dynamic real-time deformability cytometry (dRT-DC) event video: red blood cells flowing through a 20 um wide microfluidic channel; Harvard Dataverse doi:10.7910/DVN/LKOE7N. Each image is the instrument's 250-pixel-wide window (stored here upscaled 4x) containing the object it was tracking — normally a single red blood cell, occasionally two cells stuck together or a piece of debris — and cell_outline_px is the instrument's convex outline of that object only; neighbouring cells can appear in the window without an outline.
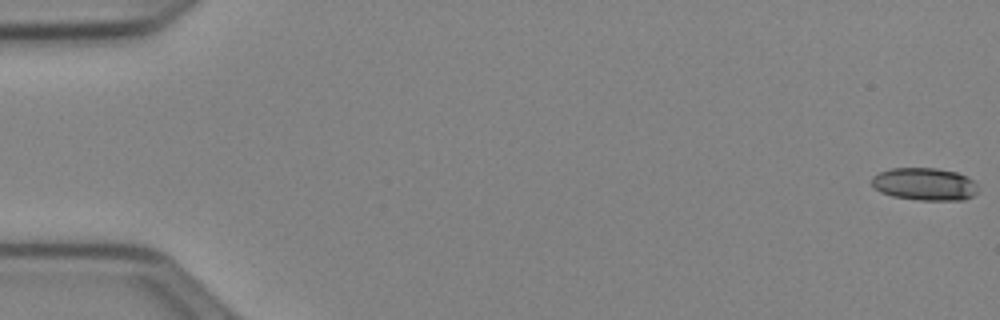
{"species": "Egyptian fruit bat (a non-hibernating species)", "species_latin": "Rousettus aegyptiacus", "temperature_condition": "cold", "stored_images_in_passage": 53, "camera_frame_rate_fps": 3000, "um_per_image_px": 0.085, "animal": {"sex": "female"}, "frame": {"image": 1, "passage_image": 1, "time_ms": 0.0, "image_size_px": [1000, 320], "cell_outline_px": [[976, 192], [972, 196], [964, 200], [920, 200], [892, 196], [880, 192], [872, 184], [872, 176], [880, 172], [892, 168], [936, 168], [956, 172], [968, 176], [976, 184]], "centroid_in_image_um": [78.59, 15.65], "position_along_channel_um": 6.4, "area_um2": 20.11}}
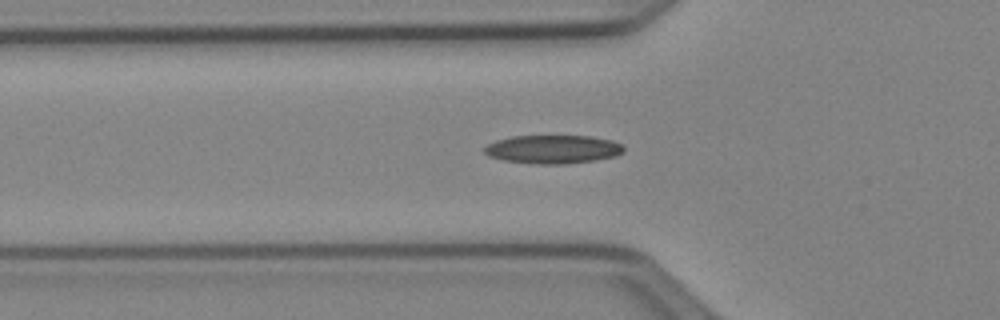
{"frame": {"image": 2, "passage_image": 19, "time_ms": 6.0, "image_size_px": [1000, 320], "cell_outline_px": [[624, 152], [616, 156], [592, 160], [564, 164], [532, 164], [504, 160], [488, 156], [484, 152], [484, 148], [488, 144], [496, 140], [512, 136], [592, 136], [612, 140], [620, 144], [624, 148]], "centroid_in_image_um": [46.98, 12.69], "position_along_channel_um": 78.8, "area_um2": 23.12}}
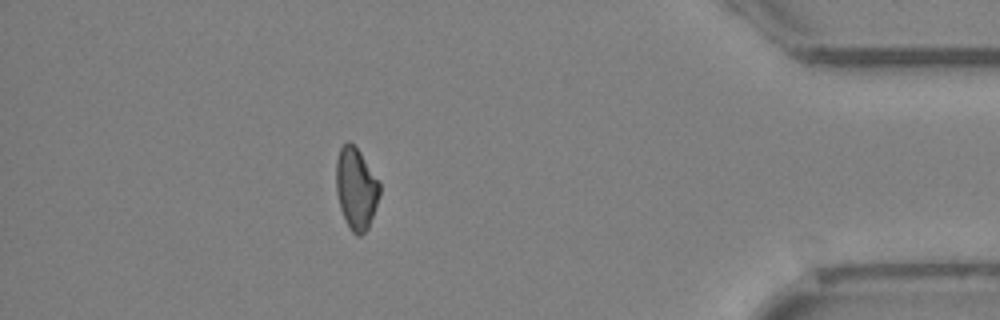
{"frame": {"image": 3, "passage_image": 47, "time_ms": 15.333, "image_size_px": [1000, 320], "cell_outline_px": [[380, 196], [368, 228], [360, 236], [356, 236], [352, 232], [340, 208], [336, 192], [336, 160], [340, 148], [348, 140], [360, 152], [380, 184]], "centroid_in_image_um": [30.26, 16.03], "position_along_channel_um": 404.9, "area_um2": 20.52}, "authors_computed_cell_mechanics": {"area_um2": 21.1548, "velocity_mm_per_s": 3.9612, "shape_relaxation_time_tau1_ms": 7.953, "shape_relaxation_time_tau2_ms": 9.4507, "deformation_change_tau1": 0.1633, "deformation_change_tau2": 0.1837}}